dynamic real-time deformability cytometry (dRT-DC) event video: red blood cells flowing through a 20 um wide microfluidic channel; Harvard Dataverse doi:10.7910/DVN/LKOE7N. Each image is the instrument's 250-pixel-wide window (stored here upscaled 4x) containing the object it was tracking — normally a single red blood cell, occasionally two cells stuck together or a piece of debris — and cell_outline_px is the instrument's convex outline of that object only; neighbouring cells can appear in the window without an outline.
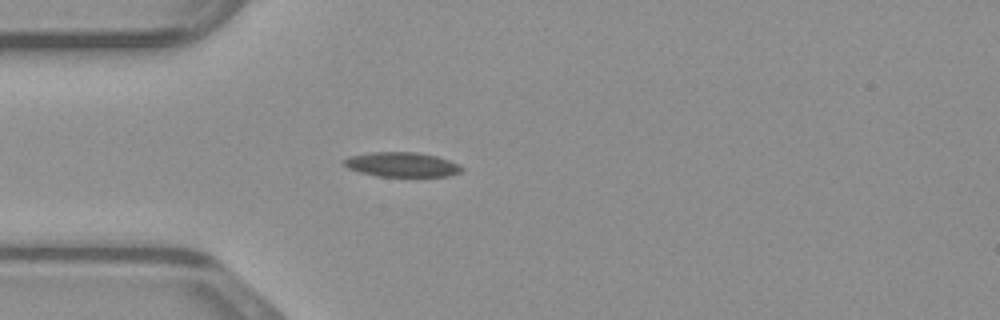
{"species": "common noctule bat (a hibernating species)", "species_latin": "Nyctalus noctula", "temperature_condition": "warm", "stored_images_in_passage": 39, "camera_frame_rate_fps": 3000, "um_per_image_px": 0.085, "animal": {"sex": "male", "body_mass_g": 23.1, "forearm_length_mm": 52.7}, "frame": {"image": 1, "passage_image": 7, "time_ms": 2.0, "image_size_px": [1000, 320], "cell_outline_px": [[464, 168], [460, 172], [448, 176], [376, 176], [360, 172], [348, 168], [340, 164], [340, 160], [348, 156], [372, 152], [416, 152], [436, 156], [460, 164]], "centroid_in_image_um": [34.1, 13.98], "position_along_channel_um": 50.9, "area_um2": 17.05}}
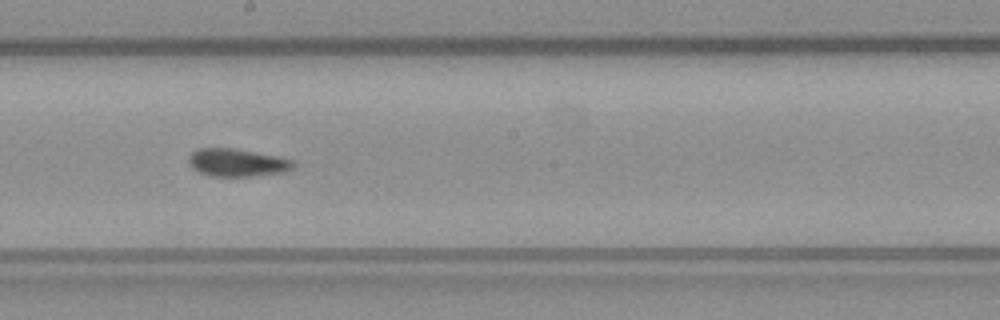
{"frame": {"image": 2, "passage_image": 20, "time_ms": 6.333, "image_size_px": [1000, 320], "cell_outline_px": [[296, 164], [292, 168], [284, 172], [252, 176], [208, 176], [192, 168], [188, 164], [188, 156], [196, 148], [232, 148], [276, 156], [292, 160]], "centroid_in_image_um": [20.1, 13.82], "position_along_channel_um": 228.1, "area_um2": 16.94}}
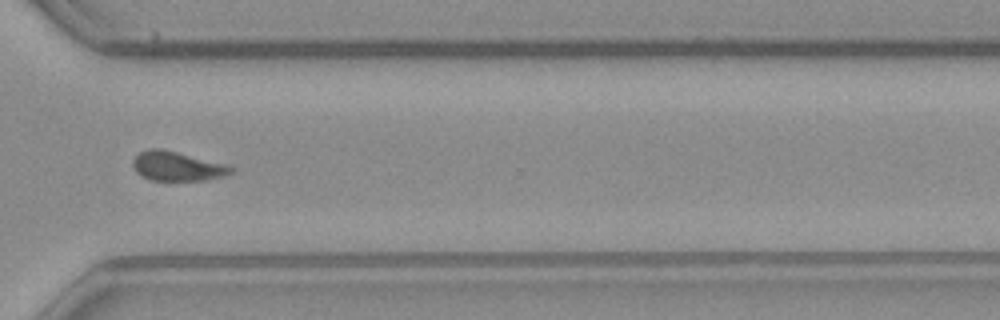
{"frame": {"image": 3, "passage_image": 29, "time_ms": 9.333, "image_size_px": [1000, 320], "cell_outline_px": [[236, 172], [224, 176], [208, 180], [152, 180], [136, 172], [132, 164], [132, 160], [140, 152], [148, 148], [160, 148], [232, 164], [236, 168]], "centroid_in_image_um": [15.18, 14.11], "position_along_channel_um": 355.4, "area_um2": 17.22}}